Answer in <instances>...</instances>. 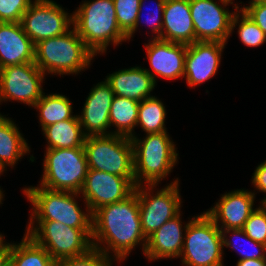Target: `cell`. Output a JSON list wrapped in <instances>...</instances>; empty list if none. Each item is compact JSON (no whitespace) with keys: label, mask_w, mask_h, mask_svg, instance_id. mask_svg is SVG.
Returning <instances> with one entry per match:
<instances>
[{"label":"cell","mask_w":266,"mask_h":266,"mask_svg":"<svg viewBox=\"0 0 266 266\" xmlns=\"http://www.w3.org/2000/svg\"><path fill=\"white\" fill-rule=\"evenodd\" d=\"M120 29L127 35L137 20L141 0H113Z\"/></svg>","instance_id":"cell-31"},{"label":"cell","mask_w":266,"mask_h":266,"mask_svg":"<svg viewBox=\"0 0 266 266\" xmlns=\"http://www.w3.org/2000/svg\"><path fill=\"white\" fill-rule=\"evenodd\" d=\"M40 186L80 193L88 171L84 148L46 149Z\"/></svg>","instance_id":"cell-8"},{"label":"cell","mask_w":266,"mask_h":266,"mask_svg":"<svg viewBox=\"0 0 266 266\" xmlns=\"http://www.w3.org/2000/svg\"><path fill=\"white\" fill-rule=\"evenodd\" d=\"M243 230L252 240L266 246V207L263 204L250 214Z\"/></svg>","instance_id":"cell-32"},{"label":"cell","mask_w":266,"mask_h":266,"mask_svg":"<svg viewBox=\"0 0 266 266\" xmlns=\"http://www.w3.org/2000/svg\"><path fill=\"white\" fill-rule=\"evenodd\" d=\"M219 1L222 3L221 5L214 0H189L195 30V42L226 43L230 37L235 11L230 13L228 9L226 10V6L229 3L233 4V0Z\"/></svg>","instance_id":"cell-13"},{"label":"cell","mask_w":266,"mask_h":266,"mask_svg":"<svg viewBox=\"0 0 266 266\" xmlns=\"http://www.w3.org/2000/svg\"><path fill=\"white\" fill-rule=\"evenodd\" d=\"M44 77L34 62L0 69V103L13 100L34 107L44 93Z\"/></svg>","instance_id":"cell-12"},{"label":"cell","mask_w":266,"mask_h":266,"mask_svg":"<svg viewBox=\"0 0 266 266\" xmlns=\"http://www.w3.org/2000/svg\"><path fill=\"white\" fill-rule=\"evenodd\" d=\"M139 101L115 95L109 113L110 126H115V135L132 138L137 126Z\"/></svg>","instance_id":"cell-25"},{"label":"cell","mask_w":266,"mask_h":266,"mask_svg":"<svg viewBox=\"0 0 266 266\" xmlns=\"http://www.w3.org/2000/svg\"><path fill=\"white\" fill-rule=\"evenodd\" d=\"M225 45L226 43L205 41L187 45L183 77L189 87L200 85L216 74Z\"/></svg>","instance_id":"cell-15"},{"label":"cell","mask_w":266,"mask_h":266,"mask_svg":"<svg viewBox=\"0 0 266 266\" xmlns=\"http://www.w3.org/2000/svg\"><path fill=\"white\" fill-rule=\"evenodd\" d=\"M111 259L115 260L93 247L83 255L60 260L58 266H111Z\"/></svg>","instance_id":"cell-33"},{"label":"cell","mask_w":266,"mask_h":266,"mask_svg":"<svg viewBox=\"0 0 266 266\" xmlns=\"http://www.w3.org/2000/svg\"><path fill=\"white\" fill-rule=\"evenodd\" d=\"M6 169H5V167H4V165L1 163V161H0V174L2 173L3 174V172L5 171Z\"/></svg>","instance_id":"cell-42"},{"label":"cell","mask_w":266,"mask_h":266,"mask_svg":"<svg viewBox=\"0 0 266 266\" xmlns=\"http://www.w3.org/2000/svg\"><path fill=\"white\" fill-rule=\"evenodd\" d=\"M162 18V40L185 45L195 42L189 0H166Z\"/></svg>","instance_id":"cell-20"},{"label":"cell","mask_w":266,"mask_h":266,"mask_svg":"<svg viewBox=\"0 0 266 266\" xmlns=\"http://www.w3.org/2000/svg\"><path fill=\"white\" fill-rule=\"evenodd\" d=\"M52 0H34L21 19L25 34L37 44L39 41L65 34L73 24L68 15Z\"/></svg>","instance_id":"cell-11"},{"label":"cell","mask_w":266,"mask_h":266,"mask_svg":"<svg viewBox=\"0 0 266 266\" xmlns=\"http://www.w3.org/2000/svg\"><path fill=\"white\" fill-rule=\"evenodd\" d=\"M12 249V243H5L0 248V266H6L10 263V253Z\"/></svg>","instance_id":"cell-38"},{"label":"cell","mask_w":266,"mask_h":266,"mask_svg":"<svg viewBox=\"0 0 266 266\" xmlns=\"http://www.w3.org/2000/svg\"><path fill=\"white\" fill-rule=\"evenodd\" d=\"M42 131L48 140L46 149L84 148L86 136L82 131L78 115L48 125Z\"/></svg>","instance_id":"cell-23"},{"label":"cell","mask_w":266,"mask_h":266,"mask_svg":"<svg viewBox=\"0 0 266 266\" xmlns=\"http://www.w3.org/2000/svg\"><path fill=\"white\" fill-rule=\"evenodd\" d=\"M4 240V235L0 234V248L5 244L3 241Z\"/></svg>","instance_id":"cell-41"},{"label":"cell","mask_w":266,"mask_h":266,"mask_svg":"<svg viewBox=\"0 0 266 266\" xmlns=\"http://www.w3.org/2000/svg\"><path fill=\"white\" fill-rule=\"evenodd\" d=\"M266 0H251L249 3V5H255V4H259V3H265Z\"/></svg>","instance_id":"cell-40"},{"label":"cell","mask_w":266,"mask_h":266,"mask_svg":"<svg viewBox=\"0 0 266 266\" xmlns=\"http://www.w3.org/2000/svg\"><path fill=\"white\" fill-rule=\"evenodd\" d=\"M32 0H0V22H21Z\"/></svg>","instance_id":"cell-35"},{"label":"cell","mask_w":266,"mask_h":266,"mask_svg":"<svg viewBox=\"0 0 266 266\" xmlns=\"http://www.w3.org/2000/svg\"><path fill=\"white\" fill-rule=\"evenodd\" d=\"M251 181L257 190L266 193V161L256 167ZM265 201L266 198L264 197L260 204H263Z\"/></svg>","instance_id":"cell-37"},{"label":"cell","mask_w":266,"mask_h":266,"mask_svg":"<svg viewBox=\"0 0 266 266\" xmlns=\"http://www.w3.org/2000/svg\"><path fill=\"white\" fill-rule=\"evenodd\" d=\"M25 196L33 205L30 221H56L77 229H92V213L78 206L79 193L55 191L44 187H27Z\"/></svg>","instance_id":"cell-5"},{"label":"cell","mask_w":266,"mask_h":266,"mask_svg":"<svg viewBox=\"0 0 266 266\" xmlns=\"http://www.w3.org/2000/svg\"><path fill=\"white\" fill-rule=\"evenodd\" d=\"M166 109L161 100L155 96L139 103L137 126L140 125L146 134L161 133L165 128Z\"/></svg>","instance_id":"cell-28"},{"label":"cell","mask_w":266,"mask_h":266,"mask_svg":"<svg viewBox=\"0 0 266 266\" xmlns=\"http://www.w3.org/2000/svg\"><path fill=\"white\" fill-rule=\"evenodd\" d=\"M221 233H222V239H223V246L230 247L231 249L237 250V252H239V255L242 256L239 260L266 259V246L264 244H261V243H258L252 240L249 236L245 234L243 229H225V230H221ZM228 233H232L233 236L235 237L236 236L242 237L240 239H243V240L245 239L248 243H250V245L254 246L255 248L252 247L253 251L251 250V252H248V251H245L244 247L241 248L239 245H237V242L233 245V241L227 238Z\"/></svg>","instance_id":"cell-30"},{"label":"cell","mask_w":266,"mask_h":266,"mask_svg":"<svg viewBox=\"0 0 266 266\" xmlns=\"http://www.w3.org/2000/svg\"><path fill=\"white\" fill-rule=\"evenodd\" d=\"M3 196H4V194H3L2 190L0 189V204H3L2 203Z\"/></svg>","instance_id":"cell-43"},{"label":"cell","mask_w":266,"mask_h":266,"mask_svg":"<svg viewBox=\"0 0 266 266\" xmlns=\"http://www.w3.org/2000/svg\"><path fill=\"white\" fill-rule=\"evenodd\" d=\"M72 20V27L95 55L105 53L109 43L116 46L127 40L118 25L113 0L84 1Z\"/></svg>","instance_id":"cell-2"},{"label":"cell","mask_w":266,"mask_h":266,"mask_svg":"<svg viewBox=\"0 0 266 266\" xmlns=\"http://www.w3.org/2000/svg\"><path fill=\"white\" fill-rule=\"evenodd\" d=\"M254 200V192L237 189L222 195L219 202L205 213L220 230L243 229L250 214L255 210Z\"/></svg>","instance_id":"cell-18"},{"label":"cell","mask_w":266,"mask_h":266,"mask_svg":"<svg viewBox=\"0 0 266 266\" xmlns=\"http://www.w3.org/2000/svg\"><path fill=\"white\" fill-rule=\"evenodd\" d=\"M234 7L236 12L232 19L231 31H233L238 24V35L244 45L248 47H257L264 44L266 42L265 33L244 11H239L237 4L236 6L234 5Z\"/></svg>","instance_id":"cell-29"},{"label":"cell","mask_w":266,"mask_h":266,"mask_svg":"<svg viewBox=\"0 0 266 266\" xmlns=\"http://www.w3.org/2000/svg\"><path fill=\"white\" fill-rule=\"evenodd\" d=\"M10 263L12 266H58L45 248L27 234L20 243H12Z\"/></svg>","instance_id":"cell-26"},{"label":"cell","mask_w":266,"mask_h":266,"mask_svg":"<svg viewBox=\"0 0 266 266\" xmlns=\"http://www.w3.org/2000/svg\"><path fill=\"white\" fill-rule=\"evenodd\" d=\"M105 80L112 87L114 95L139 102L152 97L150 93L156 86L152 76L141 66L118 70L106 76Z\"/></svg>","instance_id":"cell-22"},{"label":"cell","mask_w":266,"mask_h":266,"mask_svg":"<svg viewBox=\"0 0 266 266\" xmlns=\"http://www.w3.org/2000/svg\"><path fill=\"white\" fill-rule=\"evenodd\" d=\"M26 228L25 234L44 247L57 263L93 248L92 229L72 228L56 221H30Z\"/></svg>","instance_id":"cell-6"},{"label":"cell","mask_w":266,"mask_h":266,"mask_svg":"<svg viewBox=\"0 0 266 266\" xmlns=\"http://www.w3.org/2000/svg\"><path fill=\"white\" fill-rule=\"evenodd\" d=\"M95 54L85 45L75 29L35 44L34 63L44 74H78L91 65Z\"/></svg>","instance_id":"cell-3"},{"label":"cell","mask_w":266,"mask_h":266,"mask_svg":"<svg viewBox=\"0 0 266 266\" xmlns=\"http://www.w3.org/2000/svg\"><path fill=\"white\" fill-rule=\"evenodd\" d=\"M101 243L106 244L107 247H101ZM138 244H142L144 253L147 238L141 228L136 191L126 199L104 205L92 213V245L94 248L107 256L111 250L114 253L113 258L120 262L126 259Z\"/></svg>","instance_id":"cell-1"},{"label":"cell","mask_w":266,"mask_h":266,"mask_svg":"<svg viewBox=\"0 0 266 266\" xmlns=\"http://www.w3.org/2000/svg\"><path fill=\"white\" fill-rule=\"evenodd\" d=\"M145 49L152 68V71H146L152 76L155 84L157 76L169 80L183 78L187 45L151 38L150 42L145 44Z\"/></svg>","instance_id":"cell-16"},{"label":"cell","mask_w":266,"mask_h":266,"mask_svg":"<svg viewBox=\"0 0 266 266\" xmlns=\"http://www.w3.org/2000/svg\"><path fill=\"white\" fill-rule=\"evenodd\" d=\"M83 147L88 169L135 178L131 138L115 134L87 136Z\"/></svg>","instance_id":"cell-9"},{"label":"cell","mask_w":266,"mask_h":266,"mask_svg":"<svg viewBox=\"0 0 266 266\" xmlns=\"http://www.w3.org/2000/svg\"><path fill=\"white\" fill-rule=\"evenodd\" d=\"M110 84L105 80L91 89L84 103L81 115H78L84 135H110L109 113L114 98ZM108 128V129H107Z\"/></svg>","instance_id":"cell-17"},{"label":"cell","mask_w":266,"mask_h":266,"mask_svg":"<svg viewBox=\"0 0 266 266\" xmlns=\"http://www.w3.org/2000/svg\"><path fill=\"white\" fill-rule=\"evenodd\" d=\"M180 216V213L174 216L147 238L144 255L148 260L180 257L185 238L183 230L187 229V224L182 229Z\"/></svg>","instance_id":"cell-21"},{"label":"cell","mask_w":266,"mask_h":266,"mask_svg":"<svg viewBox=\"0 0 266 266\" xmlns=\"http://www.w3.org/2000/svg\"><path fill=\"white\" fill-rule=\"evenodd\" d=\"M39 110V120L42 129L53 123L72 119V104L70 100L62 94L43 93L40 100L34 105V109Z\"/></svg>","instance_id":"cell-27"},{"label":"cell","mask_w":266,"mask_h":266,"mask_svg":"<svg viewBox=\"0 0 266 266\" xmlns=\"http://www.w3.org/2000/svg\"><path fill=\"white\" fill-rule=\"evenodd\" d=\"M236 266H266V259L238 260Z\"/></svg>","instance_id":"cell-39"},{"label":"cell","mask_w":266,"mask_h":266,"mask_svg":"<svg viewBox=\"0 0 266 266\" xmlns=\"http://www.w3.org/2000/svg\"><path fill=\"white\" fill-rule=\"evenodd\" d=\"M167 133L147 134L143 140L135 135L131 138L136 186L158 185L176 165V145Z\"/></svg>","instance_id":"cell-4"},{"label":"cell","mask_w":266,"mask_h":266,"mask_svg":"<svg viewBox=\"0 0 266 266\" xmlns=\"http://www.w3.org/2000/svg\"><path fill=\"white\" fill-rule=\"evenodd\" d=\"M135 178L88 169L82 194L91 213L100 207L122 201L135 191Z\"/></svg>","instance_id":"cell-14"},{"label":"cell","mask_w":266,"mask_h":266,"mask_svg":"<svg viewBox=\"0 0 266 266\" xmlns=\"http://www.w3.org/2000/svg\"><path fill=\"white\" fill-rule=\"evenodd\" d=\"M35 44L20 22H0V69L34 62Z\"/></svg>","instance_id":"cell-19"},{"label":"cell","mask_w":266,"mask_h":266,"mask_svg":"<svg viewBox=\"0 0 266 266\" xmlns=\"http://www.w3.org/2000/svg\"><path fill=\"white\" fill-rule=\"evenodd\" d=\"M16 124L0 114V161L6 168L29 153V146Z\"/></svg>","instance_id":"cell-24"},{"label":"cell","mask_w":266,"mask_h":266,"mask_svg":"<svg viewBox=\"0 0 266 266\" xmlns=\"http://www.w3.org/2000/svg\"><path fill=\"white\" fill-rule=\"evenodd\" d=\"M166 0H157V4H156V10L154 9L151 10L152 12H150V17L148 15V18H145V22L149 25L152 26V32L156 33V35L153 37V39H161V31H162V24H163V13H164V5H165ZM144 0H141L140 3V9H139V13L137 15V20L136 23L134 25V28L126 35L127 40H130L131 37H133L132 35L136 32L137 27L139 26V23H141L140 18H142V10L144 5ZM146 8V7H145ZM152 15V16H151Z\"/></svg>","instance_id":"cell-34"},{"label":"cell","mask_w":266,"mask_h":266,"mask_svg":"<svg viewBox=\"0 0 266 266\" xmlns=\"http://www.w3.org/2000/svg\"><path fill=\"white\" fill-rule=\"evenodd\" d=\"M156 186L142 184L135 187L138 195L141 228L146 238L150 237L165 222L178 215L182 203L178 178L152 195L151 192Z\"/></svg>","instance_id":"cell-10"},{"label":"cell","mask_w":266,"mask_h":266,"mask_svg":"<svg viewBox=\"0 0 266 266\" xmlns=\"http://www.w3.org/2000/svg\"><path fill=\"white\" fill-rule=\"evenodd\" d=\"M240 11H244L266 35V2L244 6Z\"/></svg>","instance_id":"cell-36"},{"label":"cell","mask_w":266,"mask_h":266,"mask_svg":"<svg viewBox=\"0 0 266 266\" xmlns=\"http://www.w3.org/2000/svg\"><path fill=\"white\" fill-rule=\"evenodd\" d=\"M187 223L183 241L182 264L185 266H223L221 230L205 213Z\"/></svg>","instance_id":"cell-7"}]
</instances>
